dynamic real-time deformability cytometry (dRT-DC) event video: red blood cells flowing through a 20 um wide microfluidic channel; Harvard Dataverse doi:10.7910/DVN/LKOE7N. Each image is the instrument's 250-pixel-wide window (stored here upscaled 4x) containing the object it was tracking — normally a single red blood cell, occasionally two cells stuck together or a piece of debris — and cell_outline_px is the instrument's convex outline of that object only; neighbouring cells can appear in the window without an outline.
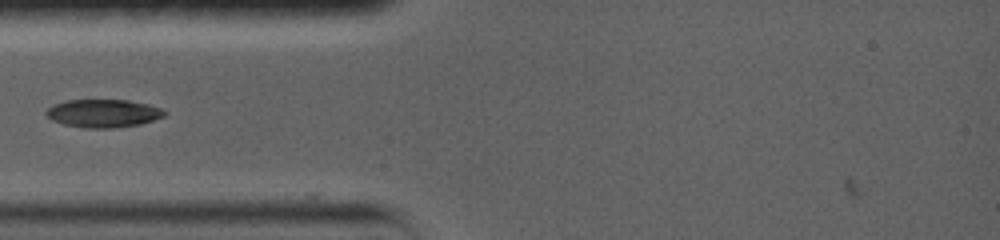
{"species": "common noctule bat (a hibernating species)", "species_latin": "Nyctalus noctula", "temperature_condition": "warm", "stored_images_in_passage": 18, "camera_frame_rate_fps": 5000, "um_per_image_px": 0.085, "animal": {"sex": "female", "body_mass_g": 19.0, "forearm_length_mm": 56.7}, "frame": {"image": 1, "passage_image": 1, "time_ms": 0.0, "image_size_px": [1000, 240], "cell_outline_px": [[164, 116], [140, 124], [116, 128], [80, 128], [64, 124], [52, 120], [48, 116], [48, 108], [56, 104], [68, 100], [124, 100], [144, 104], [160, 108], [164, 112]], "centroid_in_image_um": [8.76, 9.65], "position_along_channel_um": 76.2, "area_um2": 18.9}}
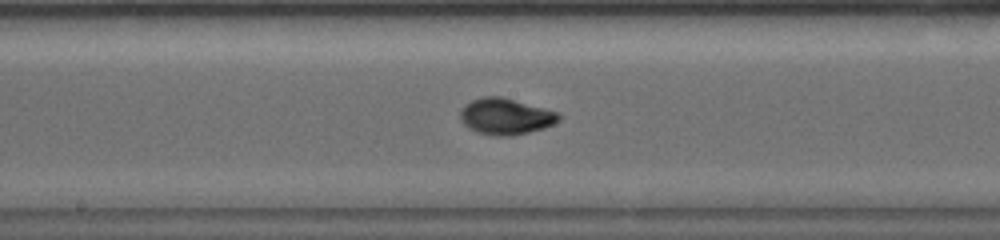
{"frame": {"image": 2, "passage_image": 8, "time_ms": 3.4, "image_size_px": [1000, 240], "cell_outline_px": [[556, 120], [552, 124], [540, 128], [512, 136], [492, 136], [476, 132], [468, 128], [464, 124], [464, 108], [468, 104], [476, 100], [508, 100], [552, 112], [556, 116]], "centroid_in_image_um": [42.93, 10.01], "position_along_channel_um": 205.3, "area_um2": 18.38}}
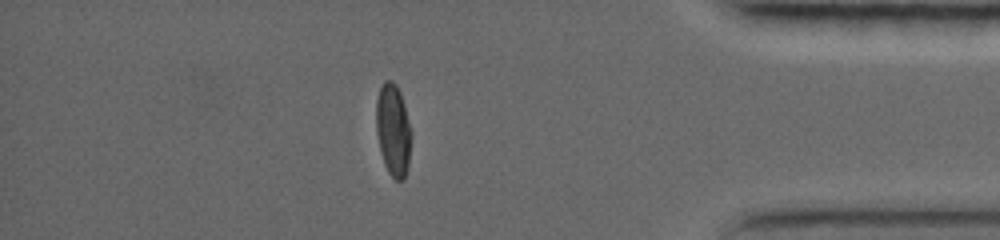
{"frame": {"image": 3, "passage_image": 16, "time_ms": 9.4, "image_size_px": [1000, 240], "cell_outline_px": [[412, 136], [408, 168], [404, 180], [396, 180], [388, 172], [384, 164], [380, 152], [376, 132], [376, 100], [380, 88], [384, 80], [392, 80], [396, 84], [400, 92], [404, 104], [412, 132]], "centroid_in_image_um": [33.42, 11.06], "position_along_channel_um": 401.8, "area_um2": 19.19}}